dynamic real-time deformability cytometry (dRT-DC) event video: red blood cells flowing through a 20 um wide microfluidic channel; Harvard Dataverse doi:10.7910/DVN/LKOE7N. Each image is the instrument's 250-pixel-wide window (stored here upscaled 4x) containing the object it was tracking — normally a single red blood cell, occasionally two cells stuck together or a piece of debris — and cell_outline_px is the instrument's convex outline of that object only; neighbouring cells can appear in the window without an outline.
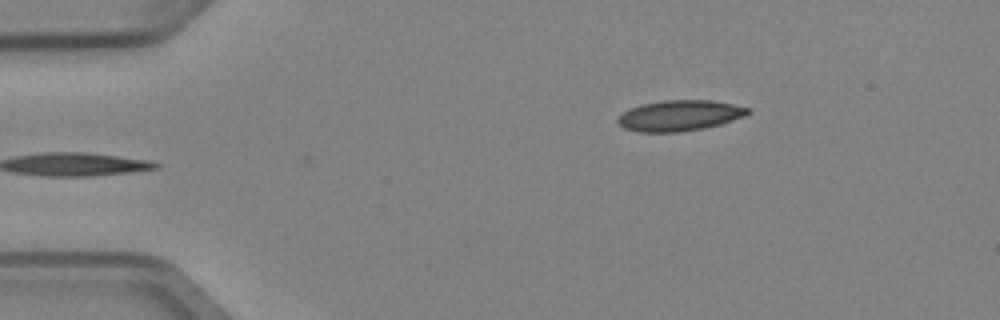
{"species": "Egyptian fruit bat (a non-hibernating species)", "species_latin": "Rousettus aegyptiacus", "temperature_condition": "cold", "stored_images_in_passage": 4, "camera_frame_rate_fps": 3000, "um_per_image_px": 0.085, "animal": {"sex": "female"}, "frame": {"image": 1, "passage_image": 4, "time_ms": 1.0, "image_size_px": [1000, 320], "cell_outline_px": [[752, 112], [744, 116], [720, 124], [704, 128], [680, 132], [636, 132], [624, 128], [616, 120], [624, 112], [632, 108], [644, 104], [664, 100], [712, 100], [752, 108]], "centroid_in_image_um": [57.81, 9.82], "position_along_channel_um": 27.2, "area_um2": 23.18}}